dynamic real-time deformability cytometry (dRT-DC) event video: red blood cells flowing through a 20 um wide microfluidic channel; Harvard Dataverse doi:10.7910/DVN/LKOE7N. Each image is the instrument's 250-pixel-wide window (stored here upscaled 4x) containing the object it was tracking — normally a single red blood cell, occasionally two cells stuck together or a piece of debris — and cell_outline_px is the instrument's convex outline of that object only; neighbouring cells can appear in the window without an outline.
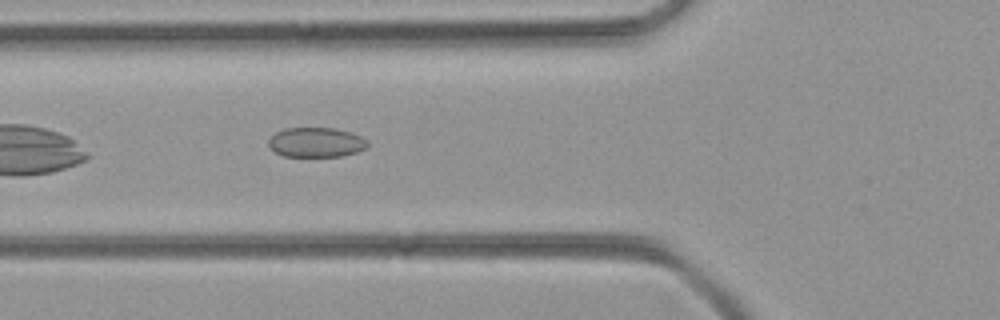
{"species": "common noctule bat (a hibernating species)", "species_latin": "Nyctalus noctula", "temperature_condition": "room temperature", "stored_images_in_passage": 37, "camera_frame_rate_fps": 3000, "um_per_image_px": 0.085, "animal": {"sex": "female", "body_mass_g": 21.9}, "frame": {"image": 1, "passage_image": 5, "time_ms": 1.333, "image_size_px": [1000, 320], "cell_outline_px": [[368, 144], [364, 148], [356, 152], [340, 156], [284, 156], [276, 152], [268, 144], [268, 140], [276, 132], [284, 128], [336, 128], [360, 136], [368, 140]], "centroid_in_image_um": [26.86, 12.09], "position_along_channel_um": 98.9, "area_um2": 16.94}}
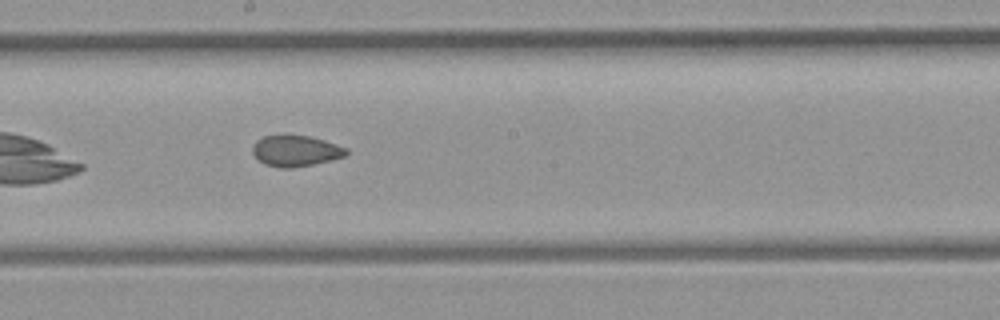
{"frame": {"image": 2, "passage_image": 14, "time_ms": 4.333, "image_size_px": [1000, 320], "cell_outline_px": [[348, 152], [344, 156], [332, 160], [292, 168], [280, 168], [264, 164], [252, 152], [252, 148], [256, 140], [264, 136], [308, 136], [324, 140], [348, 148]], "centroid_in_image_um": [25.14, 12.83], "position_along_channel_um": 223.1, "area_um2": 16.7}}
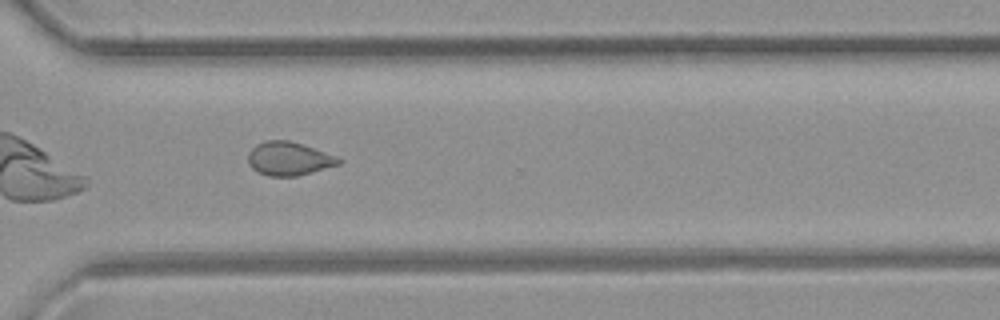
{"frame": {"image": 3, "passage_image": 23, "time_ms": 7.333, "image_size_px": [1000, 320], "cell_outline_px": [[344, 160], [340, 164], [296, 176], [268, 176], [252, 168], [248, 164], [248, 152], [256, 144], [264, 140], [288, 140], [336, 156]], "centroid_in_image_um": [24.52, 13.48], "position_along_channel_um": 346.1, "area_um2": 17.51}}